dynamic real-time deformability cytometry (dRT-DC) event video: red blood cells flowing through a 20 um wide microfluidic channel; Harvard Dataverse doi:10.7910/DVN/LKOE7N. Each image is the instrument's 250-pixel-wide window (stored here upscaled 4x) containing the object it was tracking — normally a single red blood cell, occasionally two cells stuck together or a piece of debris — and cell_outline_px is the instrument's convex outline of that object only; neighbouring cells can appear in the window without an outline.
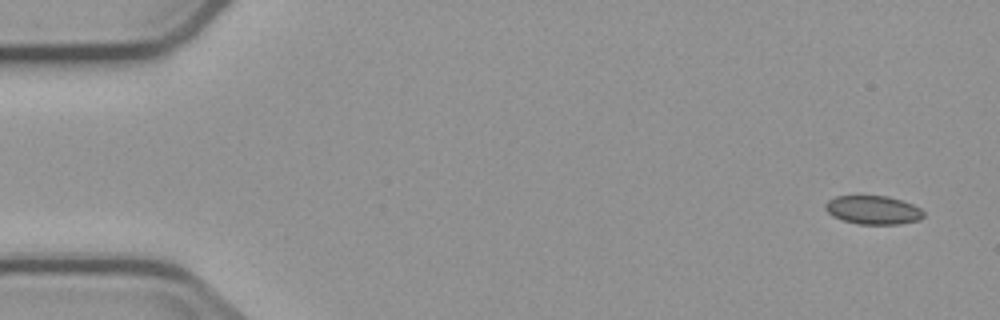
{"species": "common noctule bat (a hibernating species)", "species_latin": "Nyctalus noctula", "temperature_condition": "cold", "stored_images_in_passage": 3, "camera_frame_rate_fps": 3000, "um_per_image_px": 0.085, "animal": {"sex": "male", "body_mass_g": 23.1, "forearm_length_mm": 52.7}, "frame": {"image": 1, "passage_image": 1, "time_ms": 0.0, "image_size_px": [1000, 320], "cell_outline_px": [[924, 216], [920, 220], [900, 224], [860, 224], [844, 220], [832, 216], [824, 208], [824, 204], [828, 200], [836, 196], [888, 196], [912, 204], [920, 208], [924, 212]], "centroid_in_image_um": [74.22, 17.85], "position_along_channel_um": 10.8, "area_um2": 16.36}}